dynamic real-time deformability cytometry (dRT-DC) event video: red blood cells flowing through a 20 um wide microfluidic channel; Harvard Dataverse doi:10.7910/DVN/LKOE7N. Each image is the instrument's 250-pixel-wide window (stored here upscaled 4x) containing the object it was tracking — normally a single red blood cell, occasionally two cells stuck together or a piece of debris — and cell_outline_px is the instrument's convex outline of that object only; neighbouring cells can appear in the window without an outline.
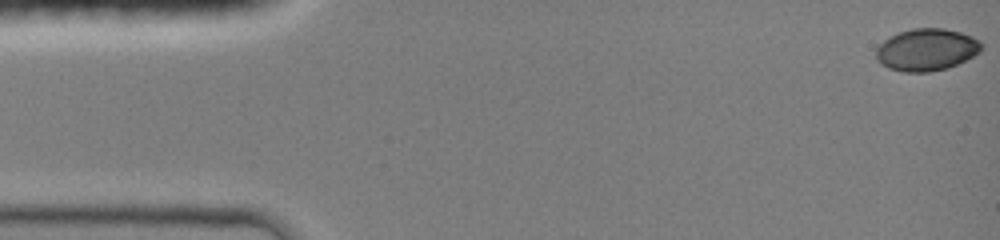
{"species": "common noctule bat (a hibernating species)", "species_latin": "Nyctalus noctula", "temperature_condition": "room temperature", "stored_images_in_passage": 45, "camera_frame_rate_fps": 3000, "um_per_image_px": 0.085, "animal": {"sex": "female", "body_mass_g": 19.0, "forearm_length_mm": 51.5}, "frame": {"image": 1, "passage_image": 1, "time_ms": 0.0, "image_size_px": [1000, 240], "cell_outline_px": [[984, 48], [980, 52], [956, 64], [944, 68], [928, 72], [904, 72], [888, 68], [876, 60], [876, 48], [884, 40], [900, 32], [912, 28], [944, 28], [960, 32], [972, 36], [980, 40], [984, 44]], "centroid_in_image_um": [78.77, 4.21], "position_along_channel_um": 6.2, "area_um2": 25.84}}
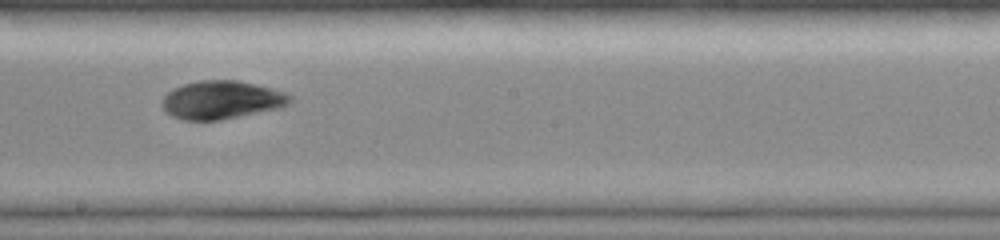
{"frame": {"image": 2, "passage_image": 26, "time_ms": 8.333, "image_size_px": [1000, 240], "cell_outline_px": [[292, 100], [288, 104], [280, 108], [220, 120], [184, 120], [172, 116], [160, 104], [164, 96], [172, 88], [184, 84], [200, 80], [240, 80], [272, 88], [284, 92], [292, 96]], "centroid_in_image_um": [18.84, 8.48], "position_along_channel_um": 229.4, "area_um2": 28.55}}
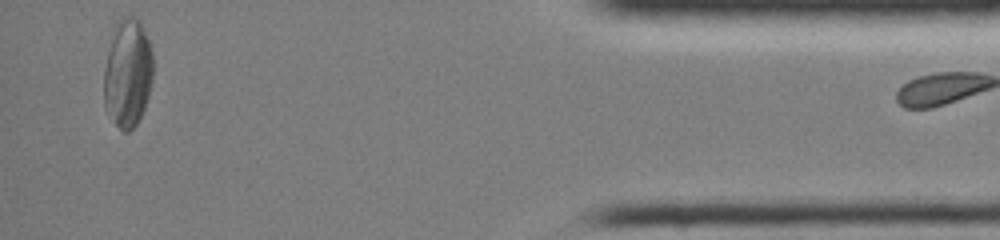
{"frame": {"image": 3, "passage_image": 44, "time_ms": 14.333, "image_size_px": [1000, 240], "cell_outline_px": [[152, 80], [148, 96], [144, 108], [136, 124], [128, 132], [124, 132], [116, 124], [104, 108], [104, 68], [112, 32], [116, 20], [120, 16], [136, 16], [140, 20], [144, 28], [152, 48]], "centroid_in_image_um": [10.85, 6.15], "position_along_channel_um": 424.4, "area_um2": 31.44}}